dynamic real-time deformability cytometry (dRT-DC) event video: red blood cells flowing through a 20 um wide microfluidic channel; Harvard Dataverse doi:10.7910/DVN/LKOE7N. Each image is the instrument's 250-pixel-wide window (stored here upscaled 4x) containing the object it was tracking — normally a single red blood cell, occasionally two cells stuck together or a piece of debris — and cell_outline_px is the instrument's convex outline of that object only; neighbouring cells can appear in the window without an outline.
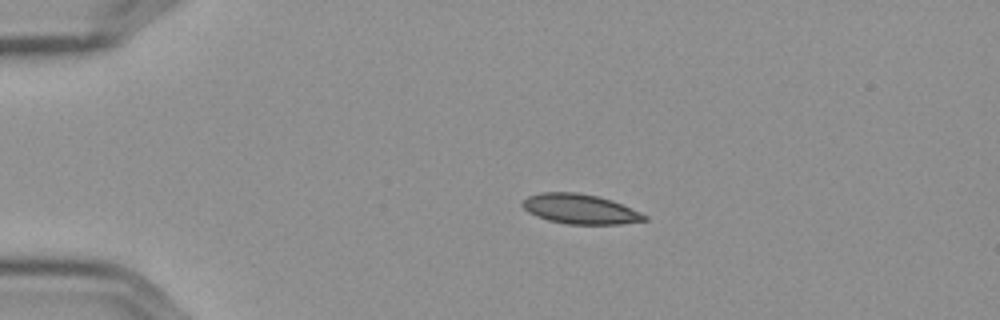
{"species": "Egyptian fruit bat (a non-hibernating species)", "species_latin": "Rousettus aegyptiacus", "temperature_condition": "cold", "stored_images_in_passage": 45, "camera_frame_rate_fps": 3000, "um_per_image_px": 0.085, "frame": {"image": 1, "passage_image": 1, "time_ms": 0.0, "image_size_px": [1000, 320], "cell_outline_px": [[648, 220], [620, 224], [568, 224], [548, 220], [536, 216], [528, 212], [520, 204], [528, 196], [540, 192], [576, 192], [596, 196], [612, 200], [640, 212], [648, 216]], "centroid_in_image_um": [49.3, 17.77], "position_along_channel_um": 35.7, "area_um2": 21.15}}
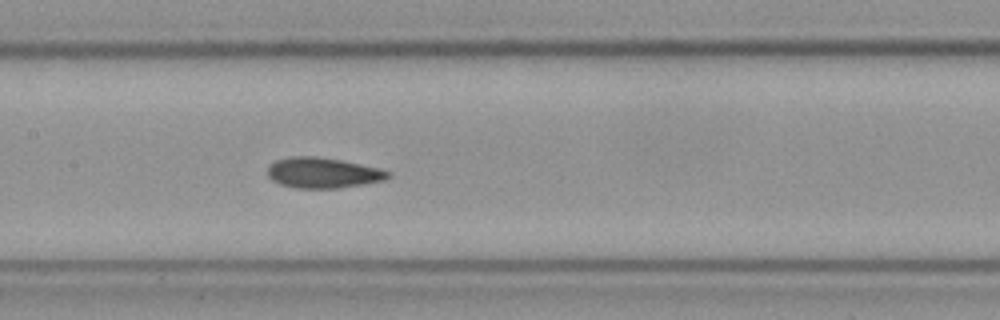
{"frame": {"image": 2, "passage_image": 17, "time_ms": 5.333, "image_size_px": [1000, 320], "cell_outline_px": [[392, 176], [384, 180], [364, 184], [340, 188], [296, 188], [280, 184], [272, 180], [268, 176], [268, 168], [276, 160], [292, 156], [312, 156], [340, 160], [380, 168], [392, 172]], "centroid_in_image_um": [27.48, 14.7], "position_along_channel_um": 179.9, "area_um2": 21.39}}
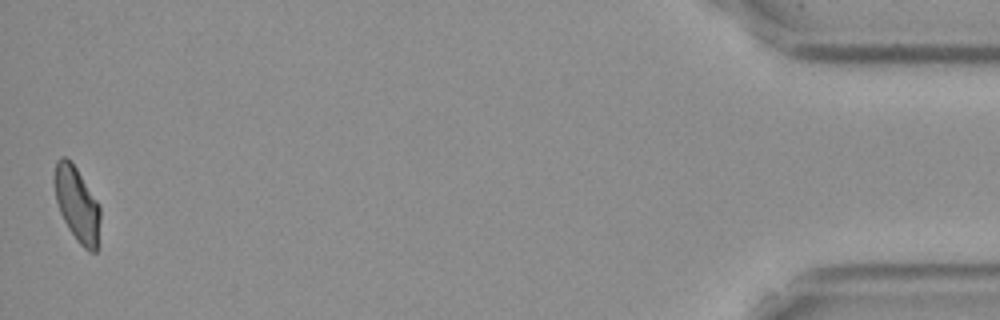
{"frame": {"image": 3, "passage_image": 45, "time_ms": 14.667, "image_size_px": [1000, 320], "cell_outline_px": [[100, 220], [96, 252], [88, 252], [76, 240], [68, 228], [60, 212], [56, 200], [56, 160], [60, 156], [64, 156], [76, 168], [100, 204]], "centroid_in_image_um": [6.58, 17.41], "position_along_channel_um": 428.6, "area_um2": 19.54}, "authors_computed_cell_mechanics": {"area_um2": 21.097, "velocity_mm_per_s": 3.5838, "shape_relaxation_time_tau1_ms": 6.0378, "shape_relaxation_time_tau2_ms": 2.8229, "deformation_change_tau1": 0.1489, "deformation_change_tau2": 0.0697}}